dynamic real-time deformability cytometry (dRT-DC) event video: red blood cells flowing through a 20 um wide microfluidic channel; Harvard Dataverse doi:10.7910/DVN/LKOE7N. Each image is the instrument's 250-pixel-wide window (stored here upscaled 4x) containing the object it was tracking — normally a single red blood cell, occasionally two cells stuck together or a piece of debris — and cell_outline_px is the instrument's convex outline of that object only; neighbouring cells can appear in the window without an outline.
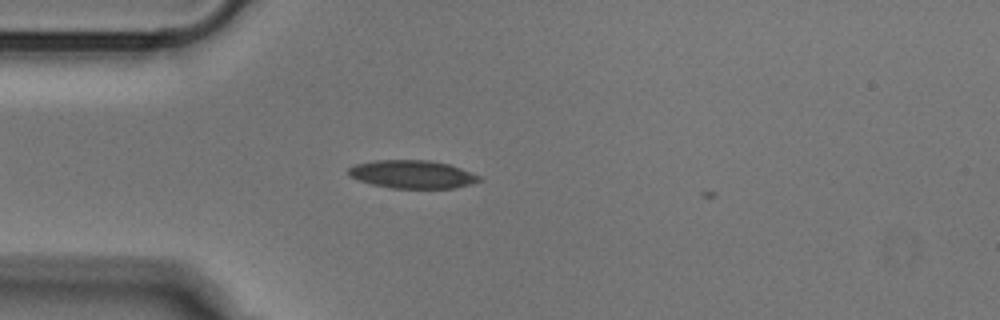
{"species": "Egyptian fruit bat (a non-hibernating species)", "species_latin": "Rousettus aegyptiacus", "temperature_condition": "cold", "stored_images_in_passage": 3, "camera_frame_rate_fps": 3000, "um_per_image_px": 0.085, "animal": {"sex": "male"}, "frame": {"image": 1, "passage_image": 1, "time_ms": 0.0, "image_size_px": [1000, 320], "cell_outline_px": [[484, 180], [472, 184], [456, 188], [392, 188], [372, 184], [348, 176], [348, 168], [356, 164], [372, 160], [428, 160], [448, 164], [460, 168], [480, 176]], "centroid_in_image_um": [35.06, 14.82], "position_along_channel_um": 49.9, "area_um2": 21.44}}